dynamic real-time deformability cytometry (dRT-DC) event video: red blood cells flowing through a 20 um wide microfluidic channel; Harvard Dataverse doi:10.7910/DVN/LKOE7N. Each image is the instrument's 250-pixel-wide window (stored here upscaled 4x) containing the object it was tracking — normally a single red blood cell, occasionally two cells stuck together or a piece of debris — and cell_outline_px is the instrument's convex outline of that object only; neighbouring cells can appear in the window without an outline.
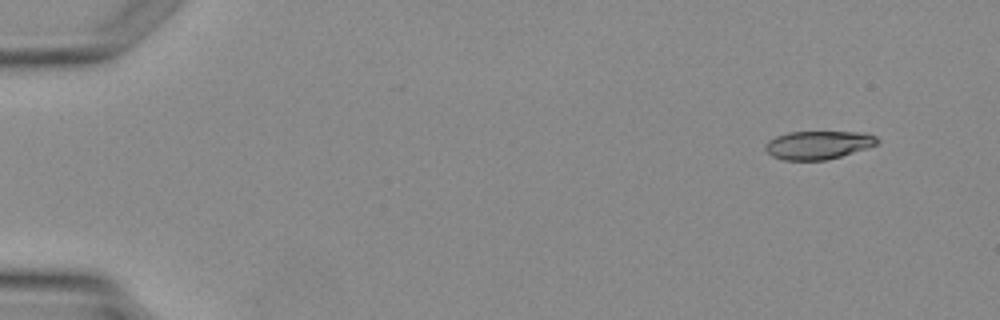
{"species": "Egyptian fruit bat (a non-hibernating species)", "species_latin": "Rousettus aegyptiacus", "temperature_condition": "warm", "stored_images_in_passage": 3, "camera_frame_rate_fps": 3000, "um_per_image_px": 0.085, "animal": {"sex": "female"}, "frame": {"image": 1, "passage_image": 1, "time_ms": 0.0, "image_size_px": [1000, 320], "cell_outline_px": [[880, 140], [876, 144], [868, 148], [828, 160], [784, 160], [772, 156], [764, 148], [768, 140], [776, 136], [788, 132], [864, 132], [876, 136]], "centroid_in_image_um": [69.56, 12.32], "position_along_channel_um": 15.4, "area_um2": 18.55}}
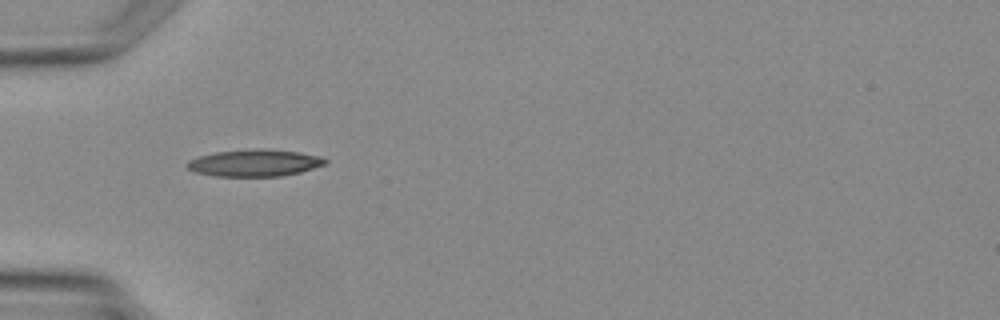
{"frame": {"image": 2, "passage_image": 3, "time_ms": 3.333, "image_size_px": [1000, 320], "cell_outline_px": [[328, 164], [300, 172], [280, 176], [216, 176], [196, 172], [188, 168], [184, 164], [188, 160], [200, 156], [216, 152], [256, 148], [268, 148], [300, 152], [320, 156], [328, 160]], "centroid_in_image_um": [21.68, 13.83], "position_along_channel_um": 63.3, "area_um2": 21.85}}